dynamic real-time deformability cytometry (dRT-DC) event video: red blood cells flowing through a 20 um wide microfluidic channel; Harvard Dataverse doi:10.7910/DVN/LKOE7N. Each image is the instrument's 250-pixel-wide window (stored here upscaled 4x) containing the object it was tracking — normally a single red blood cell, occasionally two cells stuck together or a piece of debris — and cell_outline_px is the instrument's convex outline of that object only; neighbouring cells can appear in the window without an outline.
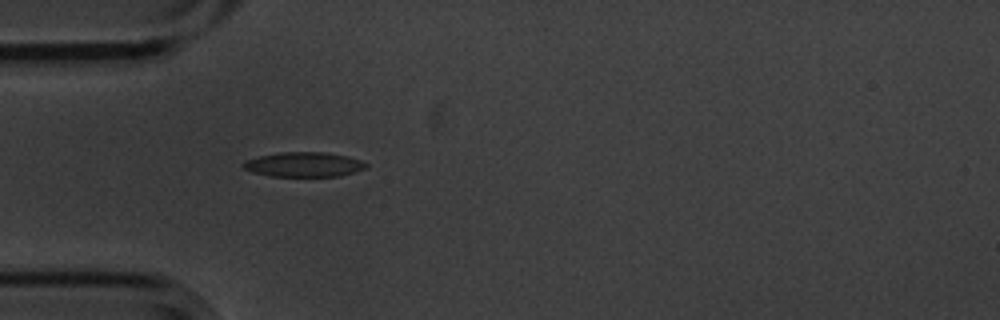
{"species": "common noctule bat (a hibernating species)", "species_latin": "Nyctalus noctula", "temperature_condition": "cold", "stored_images_in_passage": 1, "camera_frame_rate_fps": 3000, "um_per_image_px": 0.085, "animal": {"sex": "male", "body_mass_g": 20.1, "forearm_length_mm": 53.5}, "frame": {"image": 1, "passage_image": 1, "time_ms": 0.0, "image_size_px": [1000, 320], "cell_outline_px": [[368, 168], [340, 176], [268, 176], [252, 172], [244, 168], [240, 164], [244, 160], [260, 156], [280, 152], [324, 152], [348, 156], [360, 160], [368, 164]], "centroid_in_image_um": [25.82, 13.98], "position_along_channel_um": 59.2, "area_um2": 17.8}}